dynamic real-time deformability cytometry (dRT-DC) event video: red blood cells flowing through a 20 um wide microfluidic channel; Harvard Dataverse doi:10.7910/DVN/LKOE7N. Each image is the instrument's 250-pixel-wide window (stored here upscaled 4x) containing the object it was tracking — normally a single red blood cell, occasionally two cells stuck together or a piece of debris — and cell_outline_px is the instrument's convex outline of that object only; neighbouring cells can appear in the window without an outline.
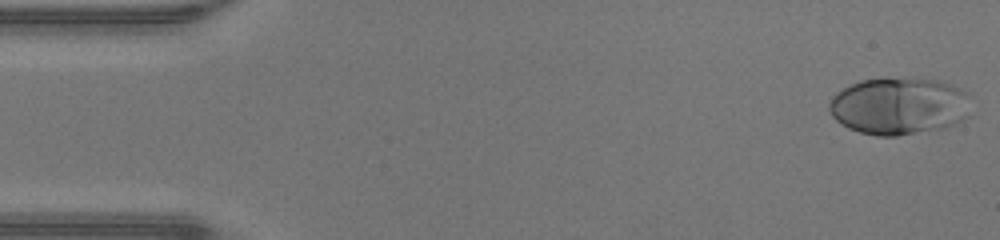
{"species": "human", "species_latin": "Homo sapiens", "temperature_condition": "warm", "stored_images_in_passage": 14, "camera_frame_rate_fps": 3000, "um_per_image_px": 0.085, "donor": {"sex": "male"}, "frame": {"image": 1, "passage_image": 1, "time_ms": 0.0, "image_size_px": [1000, 240], "cell_outline_px": [[964, 116], [956, 124], [944, 128], [896, 136], [876, 136], [860, 132], [848, 128], [836, 120], [832, 116], [828, 108], [828, 104], [832, 96], [836, 92], [860, 80], [936, 80], [948, 84], [964, 92]], "centroid_in_image_um": [76.28, 9.06], "position_along_channel_um": 8.7, "area_um2": 45.72}}
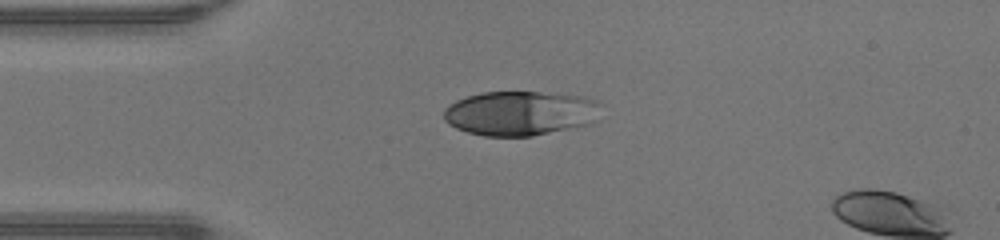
{"frame": {"image": 2, "passage_image": 11, "time_ms": 3.333, "image_size_px": [1000, 240], "cell_outline_px": [[600, 104], [592, 120], [588, 124], [532, 136], [484, 136], [468, 132], [456, 128], [448, 124], [444, 120], [444, 108], [448, 104], [456, 100], [480, 92], [540, 92], [580, 96], [596, 100]], "centroid_in_image_um": [44.13, 9.62], "position_along_channel_um": 40.9, "area_um2": 40.4}}